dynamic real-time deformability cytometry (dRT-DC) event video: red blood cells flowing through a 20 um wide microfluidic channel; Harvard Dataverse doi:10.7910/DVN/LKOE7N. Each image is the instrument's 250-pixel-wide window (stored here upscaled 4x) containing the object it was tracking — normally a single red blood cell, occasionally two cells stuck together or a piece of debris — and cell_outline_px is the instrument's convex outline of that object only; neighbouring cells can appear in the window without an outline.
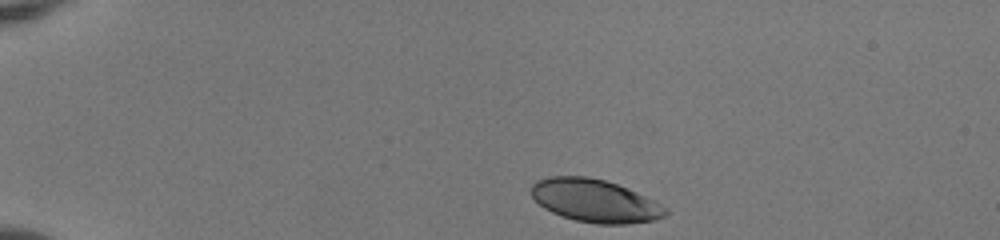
{"species": "human", "species_latin": "Homo sapiens", "temperature_condition": "room temperature", "stored_images_in_passage": 42, "camera_frame_rate_fps": 3000, "um_per_image_px": 0.085, "donor": {"sex": "female"}, "frame": {"image": 1, "passage_image": 1, "time_ms": 0.0, "image_size_px": [1000, 240], "cell_outline_px": [[668, 212], [664, 216], [656, 220], [624, 224], [596, 224], [576, 220], [560, 216], [544, 208], [532, 196], [532, 184], [536, 180], [548, 176], [588, 176], [604, 180], [628, 188], [668, 208]], "centroid_in_image_um": [50.56, 17.06], "position_along_channel_um": 34.4, "area_um2": 33.47}}
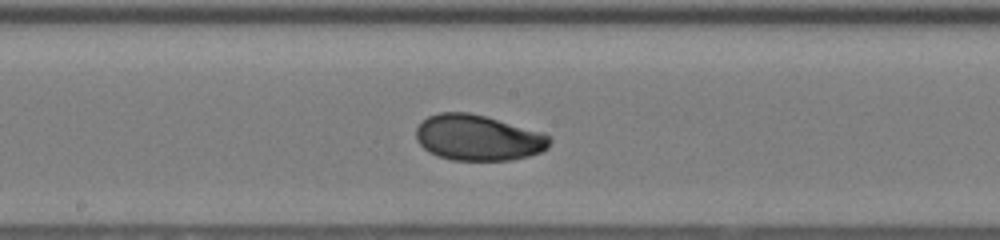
{"frame": {"image": 2, "passage_image": 20, "time_ms": 6.333, "image_size_px": [1000, 240], "cell_outline_px": [[552, 140], [548, 148], [540, 152], [528, 156], [512, 160], [452, 160], [436, 156], [428, 152], [416, 140], [416, 128], [428, 116], [440, 112], [468, 112], [484, 116], [544, 132]], "centroid_in_image_um": [40.64, 11.71], "position_along_channel_um": 207.6, "area_um2": 35.72}}
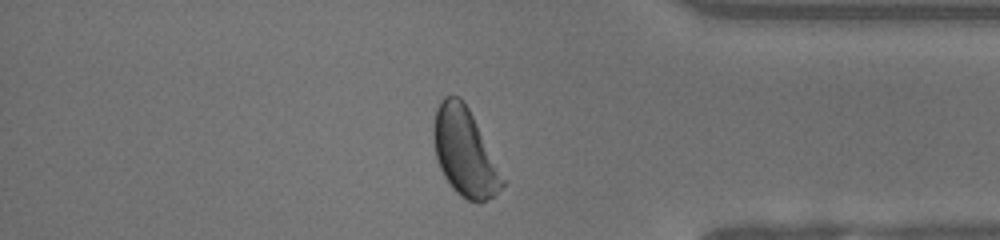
{"frame": {"image": 3, "passage_image": 35, "time_ms": 11.333, "image_size_px": [1000, 240], "cell_outline_px": [[504, 184], [492, 196], [480, 204], [468, 200], [460, 196], [452, 188], [444, 176], [440, 168], [436, 156], [432, 136], [432, 128], [436, 108], [440, 100], [444, 96], [460, 96], [468, 108], [504, 180]], "centroid_in_image_um": [39.43, 12.93], "position_along_channel_um": 395.8, "area_um2": 34.56}, "authors_computed_cell_mechanics": {"area_um2": 35.0557, "velocity_mm_per_s": 4.0162, "shape_relaxation_time_tau1_ms": 3.4443, "shape_relaxation_time_tau2_ms": null, "deformation_change_tau1": 0.1341, "deformation_change_tau2": null}}